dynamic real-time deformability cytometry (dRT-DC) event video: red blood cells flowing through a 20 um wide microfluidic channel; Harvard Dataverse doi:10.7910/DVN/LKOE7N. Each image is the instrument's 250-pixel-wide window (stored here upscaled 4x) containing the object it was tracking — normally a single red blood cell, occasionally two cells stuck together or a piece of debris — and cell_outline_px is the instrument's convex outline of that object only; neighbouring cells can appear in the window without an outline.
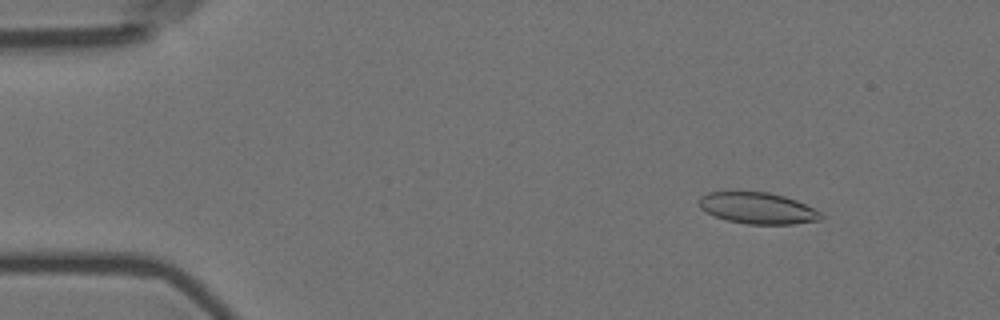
{"species": "Egyptian fruit bat (a non-hibernating species)", "species_latin": "Rousettus aegyptiacus", "temperature_condition": "room temperature", "stored_images_in_passage": 57, "camera_frame_rate_fps": 3000, "um_per_image_px": 0.085, "animal": {"sex": "female"}, "frame": {"image": 1, "passage_image": 7, "time_ms": 2.0, "image_size_px": [1000, 320], "cell_outline_px": [[824, 216], [820, 220], [792, 224], [748, 224], [728, 220], [716, 216], [700, 208], [700, 196], [708, 192], [768, 192], [784, 196], [796, 200], [820, 212]], "centroid_in_image_um": [64.42, 17.69], "position_along_channel_um": 20.6, "area_um2": 21.96}}
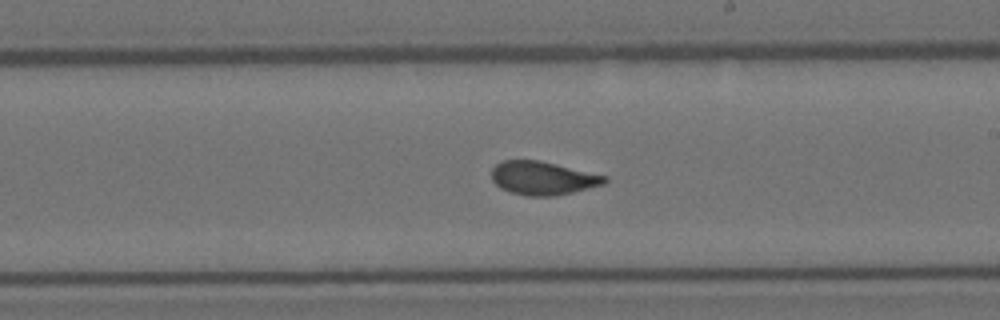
{"frame": {"image": 2, "passage_image": 33, "time_ms": 10.667, "image_size_px": [1000, 320], "cell_outline_px": [[608, 180], [604, 184], [572, 192], [552, 196], [528, 196], [512, 192], [500, 188], [492, 180], [492, 168], [496, 164], [504, 160], [540, 160], [608, 176]], "centroid_in_image_um": [46.14, 15.13], "position_along_channel_um": 242.9, "area_um2": 21.96}}
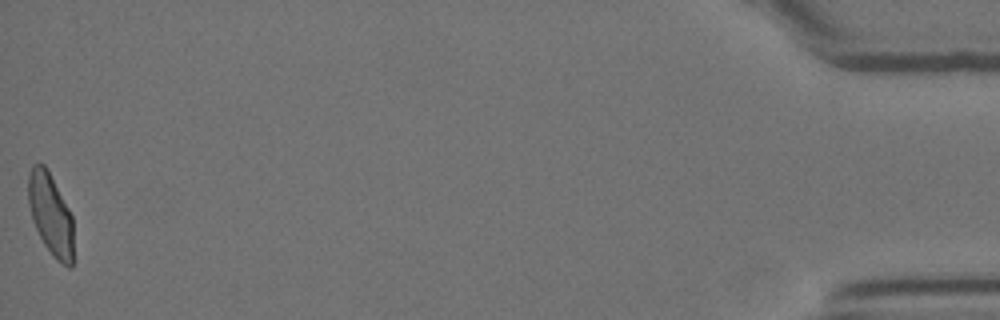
{"frame": {"image": 3, "passage_image": 57, "time_ms": 18.667, "image_size_px": [1000, 320], "cell_outline_px": [[72, 268], [68, 268], [56, 260], [52, 256], [44, 244], [36, 228], [28, 204], [28, 172], [32, 164], [44, 164], [68, 208], [72, 216]], "centroid_in_image_um": [4.28, 18.24], "position_along_channel_um": 430.9, "area_um2": 21.21}, "authors_computed_cell_mechanics": {"area_um2": 22.3108, "velocity_mm_per_s": 3.5633, "shape_relaxation_time_tau1_ms": null, "shape_relaxation_time_tau2_ms": 1.1298, "deformation_change_tau1": null, "deformation_change_tau2": 0.0707}}